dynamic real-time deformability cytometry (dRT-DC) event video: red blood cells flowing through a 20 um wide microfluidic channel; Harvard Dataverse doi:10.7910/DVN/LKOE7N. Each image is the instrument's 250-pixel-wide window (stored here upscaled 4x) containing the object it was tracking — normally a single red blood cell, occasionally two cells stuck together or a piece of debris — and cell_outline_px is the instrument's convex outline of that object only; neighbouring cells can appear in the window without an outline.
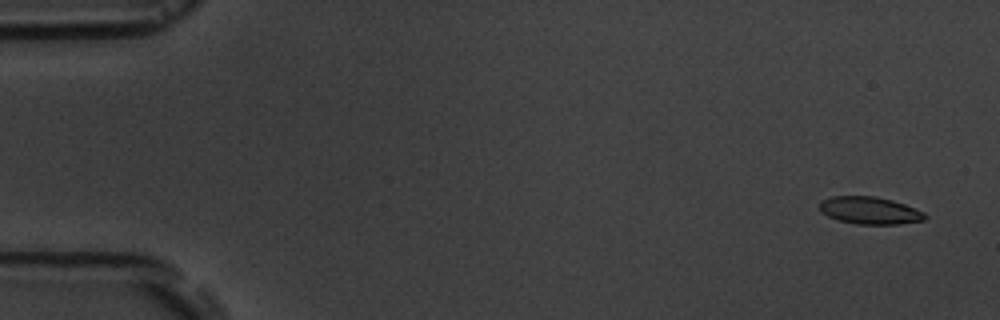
{"species": "common noctule bat (a hibernating species)", "species_latin": "Nyctalus noctula", "temperature_condition": "room temperature", "stored_images_in_passage": 5, "camera_frame_rate_fps": 3000, "um_per_image_px": 0.085, "animal": {"sex": "male", "body_mass_g": 19.5, "forearm_length_mm": 54.6}, "frame": {"image": 1, "passage_image": 1, "time_ms": 0.0, "image_size_px": [1000, 320], "cell_outline_px": [[928, 216], [924, 220], [900, 224], [856, 224], [840, 220], [828, 216], [820, 212], [820, 200], [832, 196], [876, 196], [892, 200], [904, 204], [924, 212]], "centroid_in_image_um": [73.92, 17.88], "position_along_channel_um": 11.1, "area_um2": 16.82}}
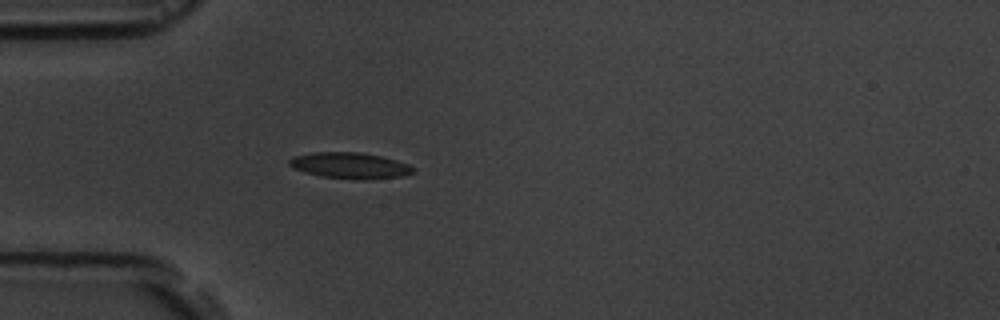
{"frame": {"image": 2, "passage_image": 5, "time_ms": 4.667, "image_size_px": [1000, 320], "cell_outline_px": [[416, 168], [412, 172], [400, 176], [364, 180], [356, 180], [320, 176], [304, 172], [292, 168], [288, 164], [288, 160], [292, 156], [312, 152], [360, 152], [380, 156], [396, 160], [408, 164]], "centroid_in_image_um": [29.69, 14.07], "position_along_channel_um": 55.3, "area_um2": 18.96}}